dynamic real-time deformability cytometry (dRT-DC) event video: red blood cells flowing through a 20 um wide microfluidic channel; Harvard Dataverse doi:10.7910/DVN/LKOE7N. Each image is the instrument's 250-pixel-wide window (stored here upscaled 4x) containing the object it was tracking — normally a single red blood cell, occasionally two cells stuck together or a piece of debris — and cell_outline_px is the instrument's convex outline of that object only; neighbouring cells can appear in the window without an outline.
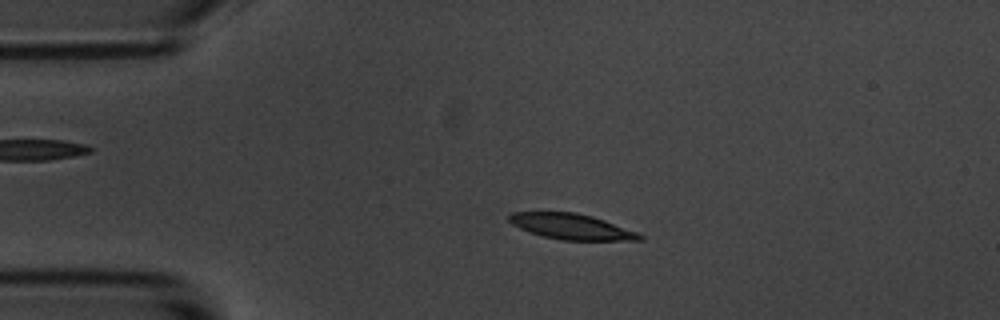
{"species": "common noctule bat (a hibernating species)", "species_latin": "Nyctalus noctula", "temperature_condition": "room temperature", "stored_images_in_passage": 4, "camera_frame_rate_fps": 3000, "um_per_image_px": 0.085, "animal": {"sex": "male", "body_mass_g": 20.1, "forearm_length_mm": 53.5}, "frame": {"image": 1, "passage_image": 3, "time_ms": 2.333, "image_size_px": [1000, 320], "cell_outline_px": [[644, 240], [560, 240], [528, 232], [512, 224], [508, 220], [508, 216], [512, 212], [576, 212], [592, 216], [640, 232], [644, 236]], "centroid_in_image_um": [48.61, 19.26], "position_along_channel_um": 36.4, "area_um2": 19.59}}